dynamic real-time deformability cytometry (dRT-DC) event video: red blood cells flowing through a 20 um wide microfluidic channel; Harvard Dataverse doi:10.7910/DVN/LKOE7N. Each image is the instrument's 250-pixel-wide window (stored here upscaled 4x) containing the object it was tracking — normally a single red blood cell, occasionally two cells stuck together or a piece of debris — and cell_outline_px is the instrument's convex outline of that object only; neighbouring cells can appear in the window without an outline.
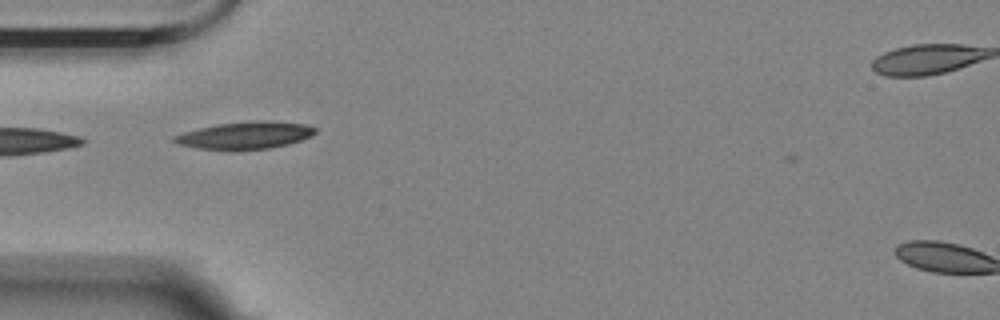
{"species": "Egyptian fruit bat (a non-hibernating species)", "species_latin": "Rousettus aegyptiacus", "temperature_condition": "room temperature", "stored_images_in_passage": 24, "camera_frame_rate_fps": 3000, "um_per_image_px": 0.085, "animal": {"sex": "female"}, "frame": {"image": 1, "passage_image": 1, "time_ms": 0.0, "image_size_px": [1000, 320], "cell_outline_px": [[316, 132], [312, 136], [288, 144], [268, 148], [232, 152], [196, 148], [176, 144], [172, 140], [172, 136], [184, 132], [216, 124], [256, 120], [272, 120], [304, 124], [316, 128]], "centroid_in_image_um": [20.8, 11.52], "position_along_channel_um": 64.2, "area_um2": 23.0}}
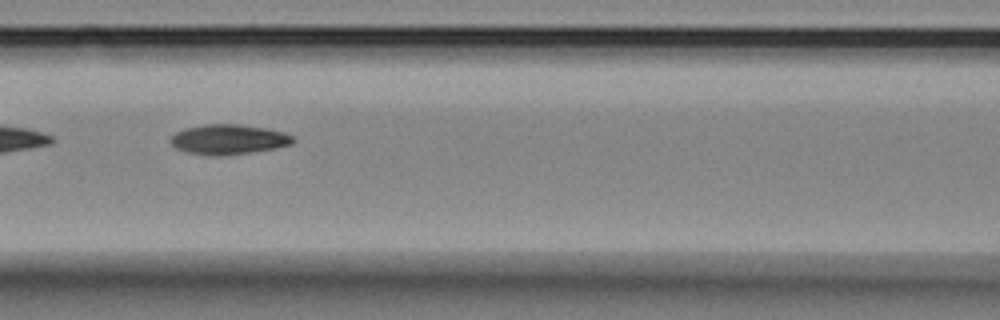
{"frame": {"image": 2, "passage_image": 8, "time_ms": 2.333, "image_size_px": [1000, 320], "cell_outline_px": [[296, 140], [292, 144], [276, 148], [252, 152], [220, 156], [208, 156], [188, 152], [176, 148], [168, 140], [176, 132], [184, 128], [204, 124], [240, 124], [268, 128], [284, 132], [292, 136]], "centroid_in_image_um": [19.43, 11.85], "position_along_channel_um": 147.2, "area_um2": 21.62}}
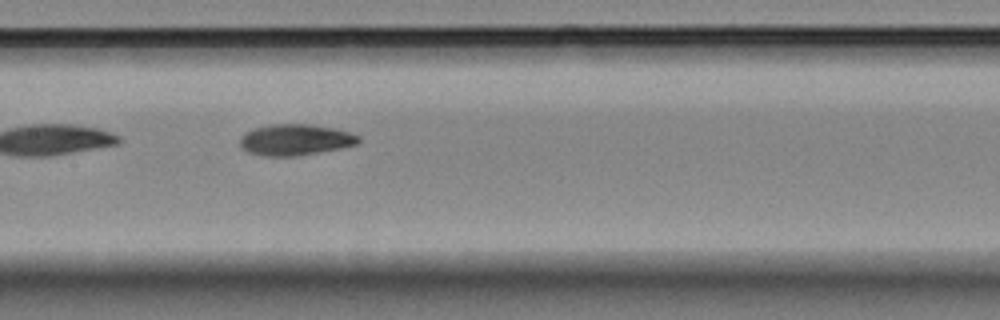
{"frame": {"image": 3, "passage_image": 11, "time_ms": 3.333, "image_size_px": [1000, 320], "cell_outline_px": [[360, 140], [356, 144], [340, 148], [296, 156], [264, 156], [248, 152], [240, 144], [240, 136], [256, 128], [272, 124], [308, 124], [332, 128], [348, 132], [360, 136]], "centroid_in_image_um": [25.1, 11.88], "position_along_channel_um": 182.3, "area_um2": 21.15}}